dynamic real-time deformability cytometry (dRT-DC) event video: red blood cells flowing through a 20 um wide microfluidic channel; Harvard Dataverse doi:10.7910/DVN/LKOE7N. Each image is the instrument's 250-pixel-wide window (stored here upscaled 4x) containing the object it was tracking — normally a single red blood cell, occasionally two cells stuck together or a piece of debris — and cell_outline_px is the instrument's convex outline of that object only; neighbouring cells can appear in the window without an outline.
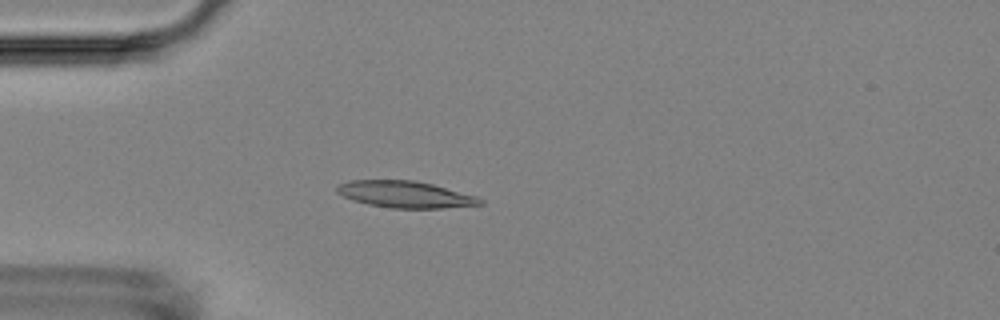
{"species": "Egyptian fruit bat (a non-hibernating species)", "species_latin": "Rousettus aegyptiacus", "temperature_condition": "room temperature", "stored_images_in_passage": 5, "camera_frame_rate_fps": 3000, "um_per_image_px": 0.085, "animal": {"sex": "female"}, "frame": {"image": 1, "passage_image": 4, "time_ms": 3.333, "image_size_px": [1000, 320], "cell_outline_px": [[484, 204], [444, 208], [392, 208], [368, 204], [352, 200], [336, 192], [336, 184], [348, 180], [412, 180], [432, 184], [476, 196], [484, 200]], "centroid_in_image_um": [34.41, 16.52], "position_along_channel_um": 50.6, "area_um2": 22.25}}